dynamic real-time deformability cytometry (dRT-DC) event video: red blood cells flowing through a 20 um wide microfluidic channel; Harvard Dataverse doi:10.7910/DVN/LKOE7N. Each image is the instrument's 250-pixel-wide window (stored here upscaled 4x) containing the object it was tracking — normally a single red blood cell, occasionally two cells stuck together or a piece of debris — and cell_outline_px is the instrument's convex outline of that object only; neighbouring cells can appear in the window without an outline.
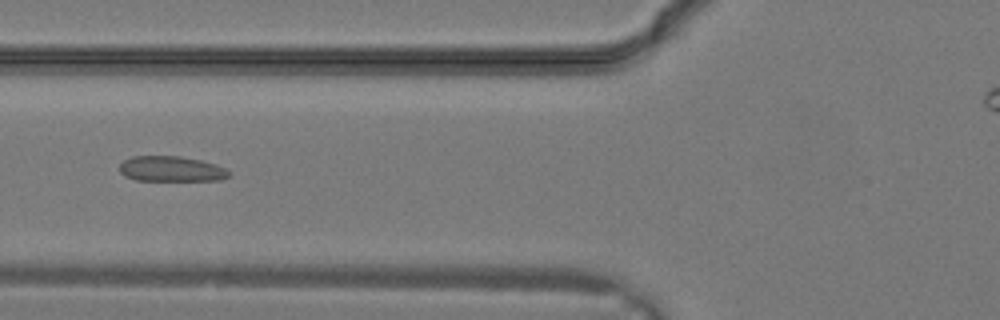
{"species": "common noctule bat (a hibernating species)", "species_latin": "Nyctalus noctula", "temperature_condition": "warm", "stored_images_in_passage": 18, "camera_frame_rate_fps": 3000, "um_per_image_px": 0.085, "animal": {"sex": "male", "body_mass_g": 19.2, "forearm_length_mm": 51.8}, "frame": {"image": 1, "passage_image": 13, "time_ms": 4.0, "image_size_px": [1000, 320], "cell_outline_px": [[232, 176], [220, 180], [136, 180], [124, 176], [120, 172], [120, 164], [124, 160], [132, 156], [180, 156], [200, 160], [216, 164], [232, 172]], "centroid_in_image_um": [14.58, 14.36], "position_along_channel_um": 111.2, "area_um2": 16.24}}
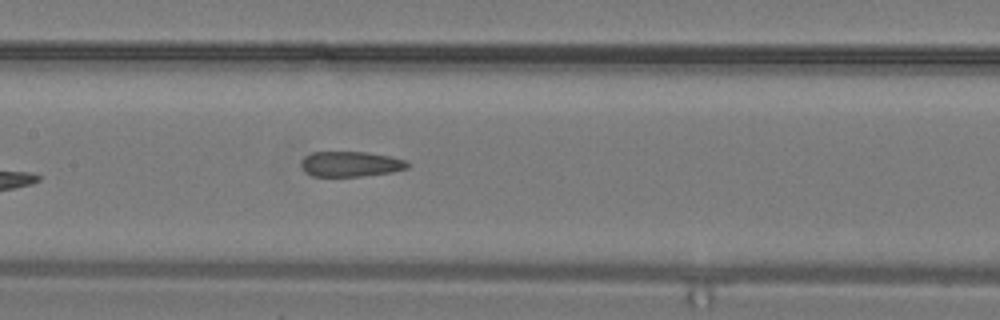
{"frame": {"image": 2, "passage_image": 16, "time_ms": 5.0, "image_size_px": [1000, 320], "cell_outline_px": [[408, 168], [392, 172], [360, 176], [312, 176], [304, 172], [300, 164], [300, 160], [304, 156], [312, 152], [364, 152], [388, 156], [408, 160]], "centroid_in_image_um": [29.76, 13.94], "position_along_channel_um": 177.6, "area_um2": 15.72}}
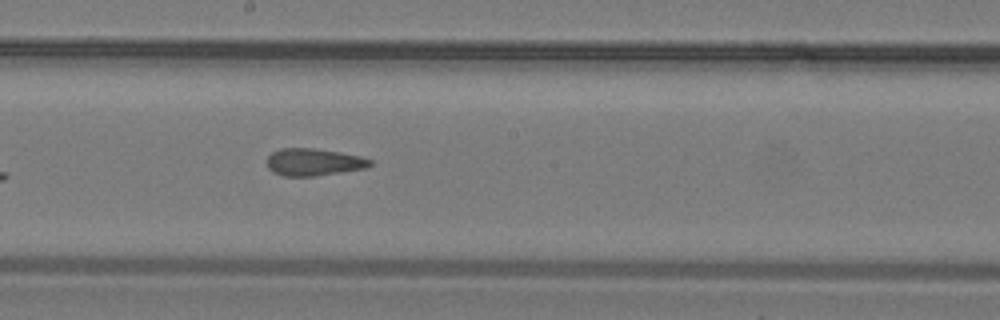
{"frame": {"image": 3, "passage_image": 18, "time_ms": 5.667, "image_size_px": [1000, 320], "cell_outline_px": [[372, 164], [364, 168], [316, 176], [284, 176], [272, 172], [268, 168], [268, 156], [272, 152], [280, 148], [312, 148], [340, 152], [360, 156], [372, 160]], "centroid_in_image_um": [26.64, 13.77], "position_along_channel_um": 221.6, "area_um2": 16.3}}